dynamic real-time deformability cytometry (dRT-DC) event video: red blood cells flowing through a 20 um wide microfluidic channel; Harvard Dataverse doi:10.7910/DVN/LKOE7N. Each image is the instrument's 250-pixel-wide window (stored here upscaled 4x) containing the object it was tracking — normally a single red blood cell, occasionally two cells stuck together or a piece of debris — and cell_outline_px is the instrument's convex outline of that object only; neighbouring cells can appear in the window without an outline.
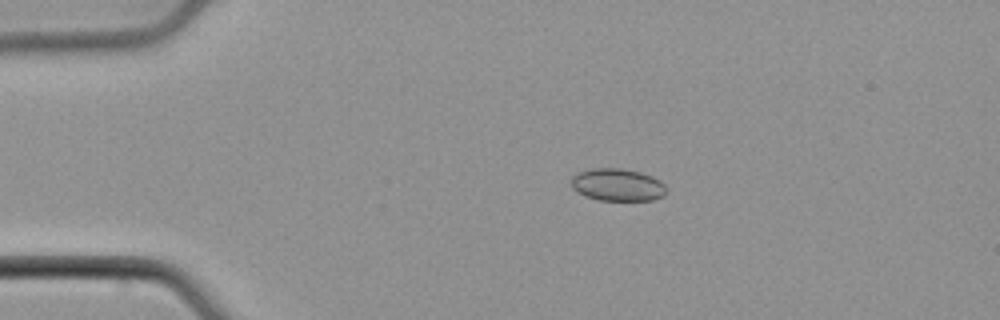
{"species": "common noctule bat (a hibernating species)", "species_latin": "Nyctalus noctula", "temperature_condition": "cold", "stored_images_in_passage": 34, "camera_frame_rate_fps": 3000, "um_per_image_px": 0.085, "animal": {"sex": "male", "body_mass_g": 21.5, "forearm_length_mm": 52.0}, "frame": {"image": 1, "passage_image": 1, "time_ms": 0.0, "image_size_px": [1000, 320], "cell_outline_px": [[668, 192], [664, 196], [652, 200], [600, 200], [584, 196], [576, 192], [572, 188], [572, 176], [576, 172], [592, 168], [620, 168], [640, 172], [652, 176], [660, 180], [668, 188]], "centroid_in_image_um": [52.5, 15.71], "position_along_channel_um": 32.5, "area_um2": 18.26}}
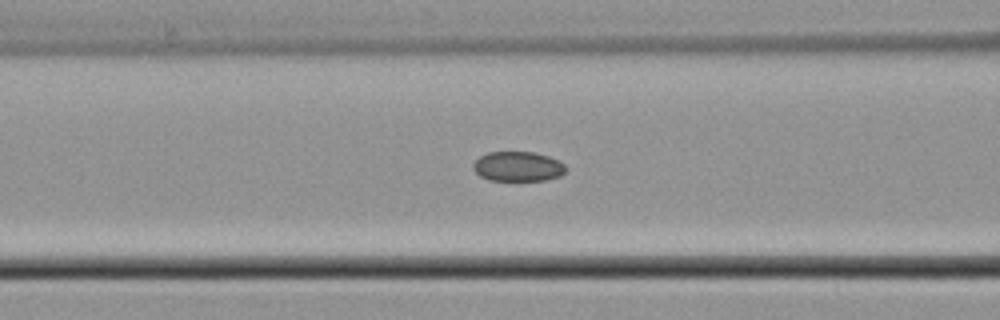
{"frame": {"image": 2, "passage_image": 11, "time_ms": 3.333, "image_size_px": [1000, 320], "cell_outline_px": [[564, 172], [560, 176], [544, 180], [488, 180], [480, 176], [472, 168], [472, 164], [480, 156], [488, 152], [532, 152], [548, 156], [564, 164]], "centroid_in_image_um": [43.97, 14.15], "position_along_channel_um": 122.6, "area_um2": 15.9}}
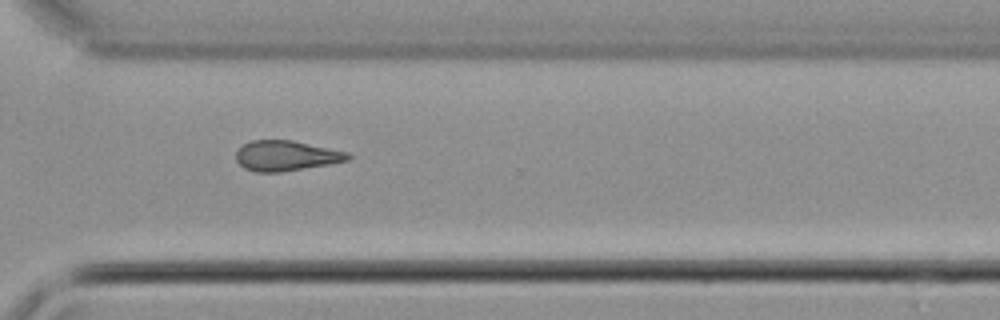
{"frame": {"image": 3, "passage_image": 25, "time_ms": 8.0, "image_size_px": [1000, 320], "cell_outline_px": [[352, 156], [348, 160], [328, 164], [280, 172], [256, 172], [244, 168], [236, 160], [236, 152], [244, 144], [252, 140], [292, 140], [348, 152]], "centroid_in_image_um": [24.31, 13.23], "position_along_channel_um": 346.3, "area_um2": 19.54}}